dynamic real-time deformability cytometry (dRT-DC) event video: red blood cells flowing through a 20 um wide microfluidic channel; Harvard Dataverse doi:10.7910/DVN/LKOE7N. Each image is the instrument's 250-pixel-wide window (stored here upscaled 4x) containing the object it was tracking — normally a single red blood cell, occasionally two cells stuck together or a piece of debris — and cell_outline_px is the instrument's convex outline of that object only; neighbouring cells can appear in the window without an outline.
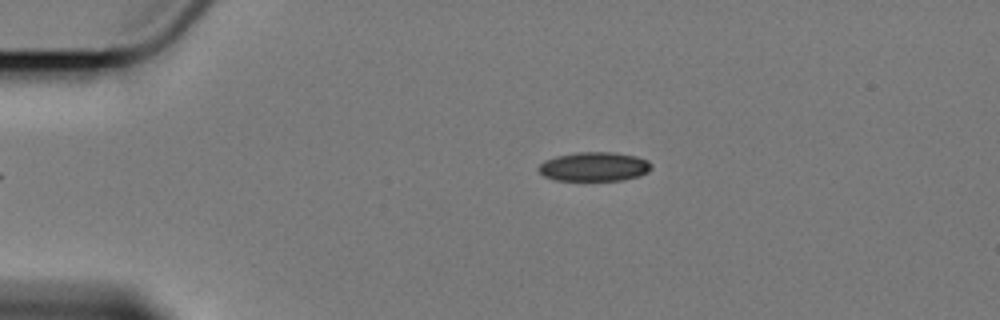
{"species": "Egyptian fruit bat (a non-hibernating species)", "species_latin": "Rousettus aegyptiacus", "temperature_condition": "cold", "stored_images_in_passage": 4, "camera_frame_rate_fps": 3000, "um_per_image_px": 0.085, "animal": {"sex": "female"}, "frame": {"image": 1, "passage_image": 1, "time_ms": 0.0, "image_size_px": [1000, 320], "cell_outline_px": [[652, 168], [648, 172], [640, 176], [620, 180], [556, 180], [544, 176], [536, 168], [544, 160], [556, 156], [576, 152], [612, 152], [636, 156], [648, 160], [652, 164]], "centroid_in_image_um": [50.51, 14.16], "position_along_channel_um": 34.5, "area_um2": 19.25}}
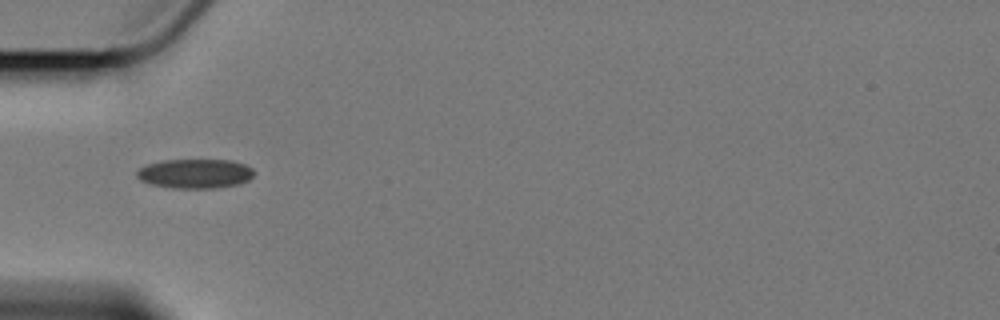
{"frame": {"image": 2, "passage_image": 3, "time_ms": 2.333, "image_size_px": [1000, 320], "cell_outline_px": [[252, 176], [248, 180], [240, 184], [216, 188], [172, 188], [152, 184], [140, 180], [136, 176], [136, 172], [140, 168], [148, 164], [164, 160], [232, 160], [244, 164], [252, 168]], "centroid_in_image_um": [16.58, 14.76], "position_along_channel_um": 68.4, "area_um2": 20.0}}
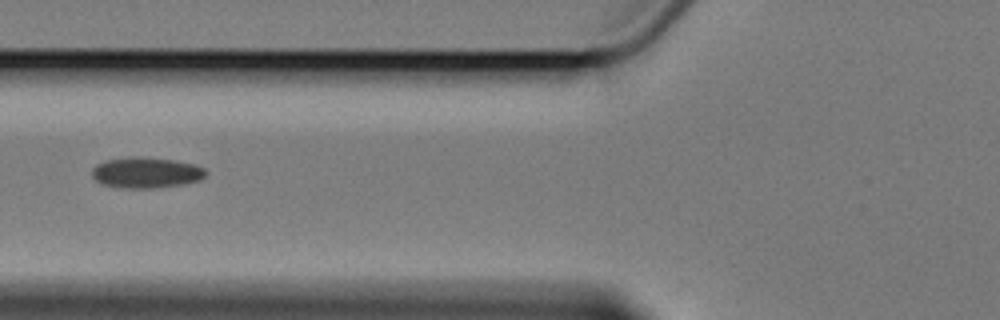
{"frame": {"image": 3, "passage_image": 4, "time_ms": 3.667, "image_size_px": [1000, 320], "cell_outline_px": [[208, 172], [200, 180], [184, 184], [156, 188], [124, 188], [100, 184], [92, 176], [92, 168], [96, 164], [104, 160], [132, 156], [140, 156], [176, 160], [196, 164], [204, 168]], "centroid_in_image_um": [12.42, 14.66], "position_along_channel_um": 113.4, "area_um2": 20.81}}